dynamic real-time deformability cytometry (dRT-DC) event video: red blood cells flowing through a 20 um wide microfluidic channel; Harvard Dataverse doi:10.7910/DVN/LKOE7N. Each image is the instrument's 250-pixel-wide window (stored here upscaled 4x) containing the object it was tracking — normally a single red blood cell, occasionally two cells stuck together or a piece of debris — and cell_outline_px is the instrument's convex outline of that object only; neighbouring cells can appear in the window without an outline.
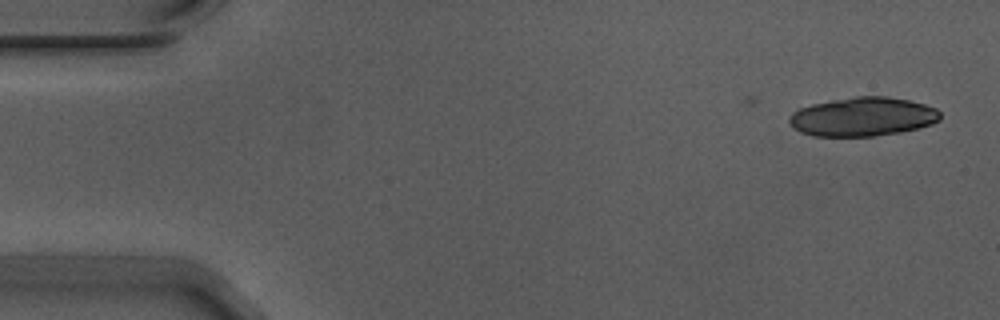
{"species": "Egyptian fruit bat (a non-hibernating species)", "species_latin": "Rousettus aegyptiacus", "temperature_condition": "warm", "stored_images_in_passage": 12, "camera_frame_rate_fps": 3000, "um_per_image_px": 0.085, "animal": {"sex": "male"}, "frame": {"image": 1, "passage_image": 1, "time_ms": 0.0, "image_size_px": [1000, 320], "cell_outline_px": [[940, 120], [932, 124], [900, 132], [872, 136], [816, 136], [800, 132], [792, 128], [788, 120], [788, 116], [792, 112], [800, 108], [812, 104], [832, 100], [856, 96], [888, 96], [908, 100], [924, 104], [936, 108], [940, 112]], "centroid_in_image_um": [73.31, 9.92], "position_along_channel_um": 11.7, "area_um2": 34.28}}